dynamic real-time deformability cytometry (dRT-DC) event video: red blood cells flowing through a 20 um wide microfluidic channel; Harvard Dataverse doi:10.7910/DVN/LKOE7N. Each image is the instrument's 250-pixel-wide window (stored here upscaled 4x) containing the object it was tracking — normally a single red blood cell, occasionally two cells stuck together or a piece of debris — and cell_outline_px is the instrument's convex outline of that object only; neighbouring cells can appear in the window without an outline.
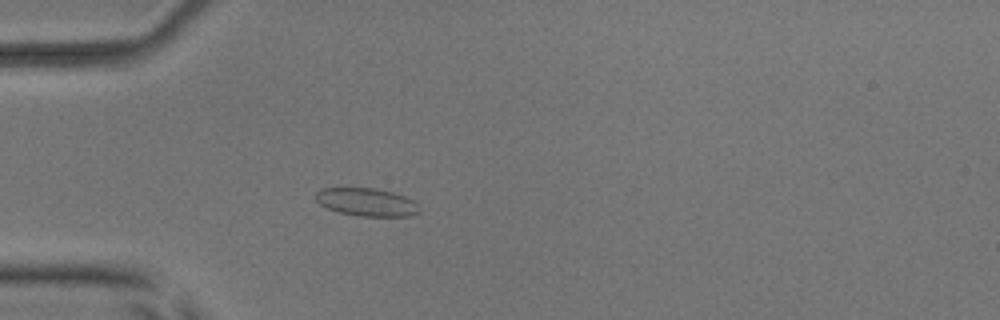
{"species": "common noctule bat (a hibernating species)", "species_latin": "Nyctalus noctula", "temperature_condition": "room temperature", "stored_images_in_passage": 38, "camera_frame_rate_fps": 3000, "um_per_image_px": 0.085, "animal": {"sex": "male", "body_mass_g": 17.9, "forearm_length_mm": 54.2}, "frame": {"image": 1, "passage_image": 1, "time_ms": 0.0, "image_size_px": [1000, 320], "cell_outline_px": [[420, 212], [412, 216], [360, 216], [340, 212], [328, 208], [320, 204], [316, 200], [316, 192], [320, 188], [376, 188], [392, 192], [404, 196], [412, 200], [416, 204]], "centroid_in_image_um": [31.16, 17.17], "position_along_channel_um": 53.8, "area_um2": 16.76}}
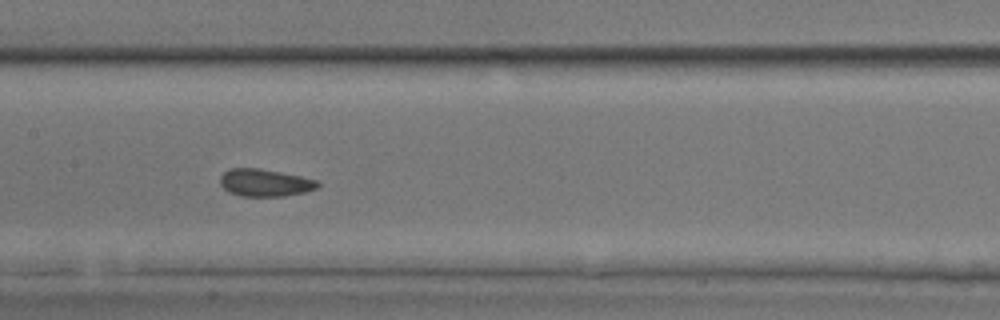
{"frame": {"image": 2, "passage_image": 12, "time_ms": 3.667, "image_size_px": [1000, 320], "cell_outline_px": [[320, 184], [316, 188], [304, 192], [284, 196], [240, 196], [228, 192], [220, 184], [220, 176], [228, 168], [260, 168], [300, 176], [316, 180]], "centroid_in_image_um": [22.47, 15.53], "position_along_channel_um": 184.9, "area_um2": 15.55}}
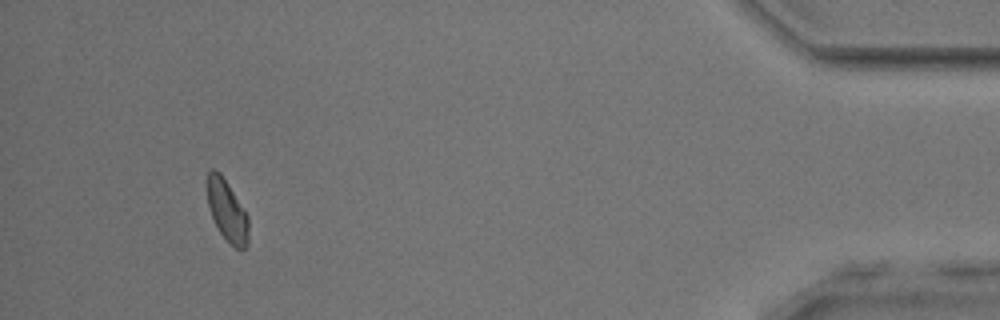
{"frame": {"image": 3, "passage_image": 35, "time_ms": 11.333, "image_size_px": [1000, 320], "cell_outline_px": [[248, 244], [244, 248], [236, 248], [220, 232], [212, 216], [208, 204], [208, 172], [212, 168], [220, 172], [228, 184], [248, 216]], "centroid_in_image_um": [19.31, 17.89], "position_along_channel_um": 415.9, "area_um2": 14.28}, "authors_computed_cell_mechanics": {"area_um2": 15.2014, "velocity_mm_per_s": 3.8668, "shape_relaxation_time_tau1_ms": null, "shape_relaxation_time_tau2_ms": 1.2804, "deformation_change_tau1": null, "deformation_change_tau2": 0.058}}